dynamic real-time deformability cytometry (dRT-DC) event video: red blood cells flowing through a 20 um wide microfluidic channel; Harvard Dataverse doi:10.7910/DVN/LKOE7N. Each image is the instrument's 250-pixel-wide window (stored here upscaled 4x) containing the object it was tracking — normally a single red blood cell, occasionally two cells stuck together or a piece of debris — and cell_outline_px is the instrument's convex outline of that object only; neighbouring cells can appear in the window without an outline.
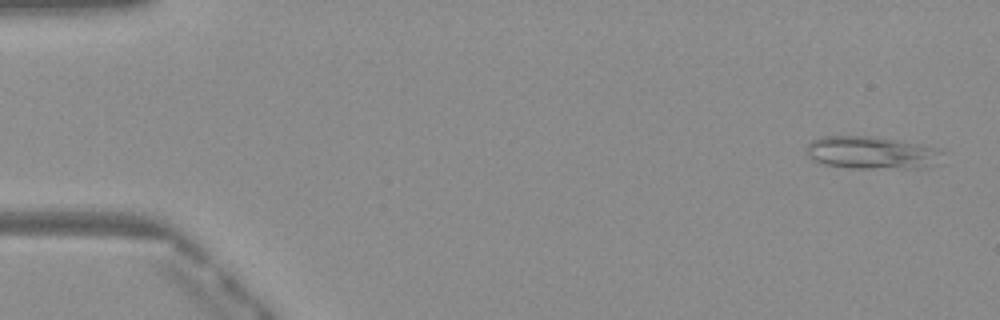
{"species": "Egyptian fruit bat (a non-hibernating species)", "species_latin": "Rousettus aegyptiacus", "temperature_condition": "warm", "stored_images_in_passage": 7, "camera_frame_rate_fps": 3000, "um_per_image_px": 0.085, "frame": {"image": 1, "passage_image": 2, "time_ms": 0.333, "image_size_px": [1000, 320], "cell_outline_px": [[944, 152], [940, 164], [924, 168], [848, 168], [824, 164], [812, 160], [804, 152], [808, 144], [812, 140], [820, 136], [876, 136], [936, 148]], "centroid_in_image_um": [74.08, 12.99], "position_along_channel_um": 10.9, "area_um2": 26.24}}